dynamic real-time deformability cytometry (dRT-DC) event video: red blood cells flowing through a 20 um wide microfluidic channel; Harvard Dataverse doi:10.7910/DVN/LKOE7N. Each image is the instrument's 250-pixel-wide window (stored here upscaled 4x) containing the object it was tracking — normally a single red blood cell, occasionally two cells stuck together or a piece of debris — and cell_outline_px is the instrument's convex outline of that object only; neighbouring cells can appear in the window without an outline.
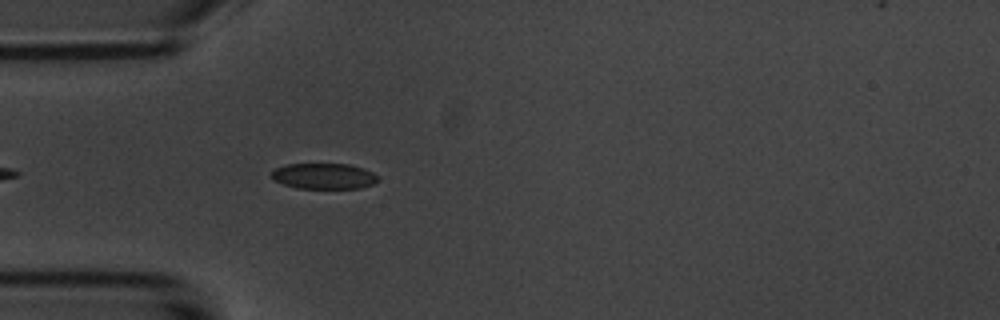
{"species": "common noctule bat (a hibernating species)", "species_latin": "Nyctalus noctula", "temperature_condition": "room temperature", "stored_images_in_passage": 4, "camera_frame_rate_fps": 3000, "um_per_image_px": 0.085, "animal": {"sex": "male", "body_mass_g": 20.1, "forearm_length_mm": 53.5}, "frame": {"image": 1, "passage_image": 4, "time_ms": 4.333, "image_size_px": [1000, 320], "cell_outline_px": [[380, 180], [372, 184], [360, 188], [296, 188], [284, 184], [276, 180], [272, 176], [272, 172], [276, 168], [284, 164], [348, 164], [364, 168], [372, 172]], "centroid_in_image_um": [27.55, 14.96], "position_along_channel_um": 57.4, "area_um2": 15.84}}